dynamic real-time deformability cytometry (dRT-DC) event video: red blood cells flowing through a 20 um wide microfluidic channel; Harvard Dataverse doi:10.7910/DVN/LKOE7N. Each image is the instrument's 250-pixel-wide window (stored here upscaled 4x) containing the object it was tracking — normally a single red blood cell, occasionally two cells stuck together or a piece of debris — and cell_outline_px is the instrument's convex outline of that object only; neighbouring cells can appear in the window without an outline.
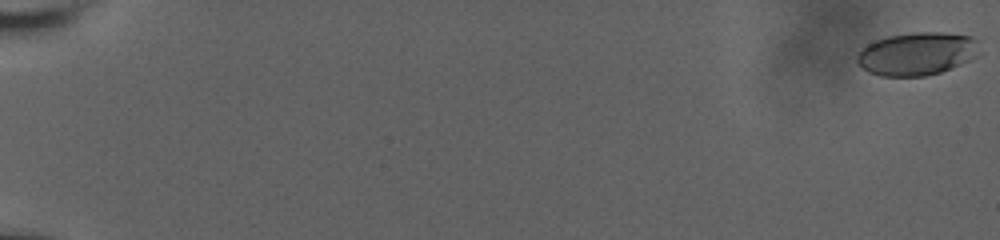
{"species": "human", "species_latin": "Homo sapiens", "temperature_condition": "room temperature", "stored_images_in_passage": 60, "camera_frame_rate_fps": 3000, "um_per_image_px": 0.085, "donor": {"sex": "male"}, "frame": {"image": 1, "passage_image": 1, "time_ms": 0.0, "image_size_px": [1000, 240], "cell_outline_px": [[976, 56], [968, 60], [940, 72], [924, 76], [880, 76], [868, 72], [856, 60], [856, 56], [860, 48], [876, 40], [888, 36], [916, 32], [940, 32], [972, 36], [976, 40]], "centroid_in_image_um": [77.88, 4.56], "position_along_channel_um": 7.1, "area_um2": 30.29}}
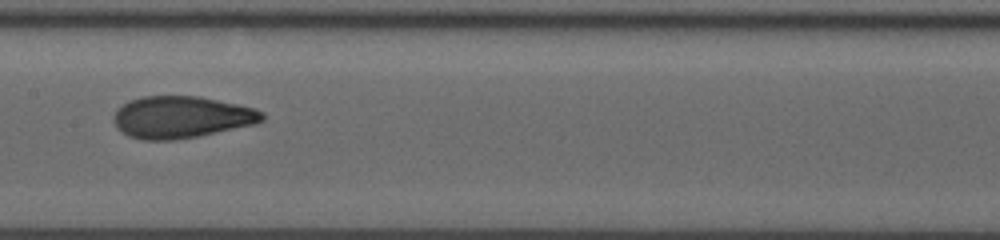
{"frame": {"image": 2, "passage_image": 34, "time_ms": 11.0, "image_size_px": [1000, 240], "cell_outline_px": [[264, 120], [256, 124], [196, 136], [172, 140], [144, 140], [128, 136], [112, 120], [112, 116], [116, 108], [128, 100], [144, 96], [200, 96], [256, 108], [264, 112]], "centroid_in_image_um": [15.42, 9.94], "position_along_channel_um": 192.0, "area_um2": 36.36}}
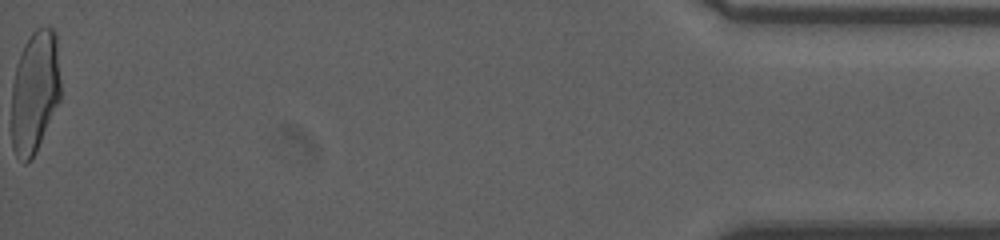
{"frame": {"image": 3, "passage_image": 60, "time_ms": 19.667, "image_size_px": [1000, 240], "cell_outline_px": [[60, 100], [36, 152], [32, 160], [24, 164], [16, 156], [12, 148], [12, 84], [16, 64], [20, 52], [24, 44], [32, 32], [36, 28], [52, 28], [56, 32], [60, 80]], "centroid_in_image_um": [2.95, 7.83], "position_along_channel_um": 432.2, "area_um2": 35.37}, "authors_computed_cell_mechanics": {"area_um2": 34.7956, "velocity_mm_per_s": 3.7898, "shape_relaxation_time_tau1_ms": 7.4736, "shape_relaxation_time_tau2_ms": 1.1508, "deformation_change_tau1": 0.2114, "deformation_change_tau2": 0.0738}}